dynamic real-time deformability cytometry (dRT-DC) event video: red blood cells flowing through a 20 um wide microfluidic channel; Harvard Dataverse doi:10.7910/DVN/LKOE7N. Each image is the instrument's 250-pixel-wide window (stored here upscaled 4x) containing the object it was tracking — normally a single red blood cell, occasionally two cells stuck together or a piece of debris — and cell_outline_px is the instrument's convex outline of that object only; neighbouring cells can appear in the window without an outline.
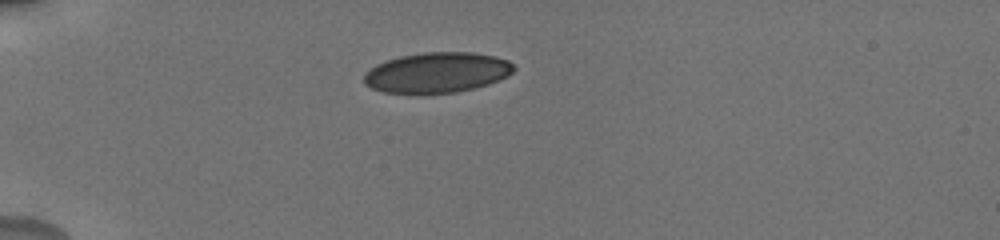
{"species": "human", "species_latin": "Homo sapiens", "temperature_condition": "cold", "stored_images_in_passage": 17, "camera_frame_rate_fps": 3000, "um_per_image_px": 0.085, "donor": {"sex": "male"}, "frame": {"image": 1, "passage_image": 1, "time_ms": 0.0, "image_size_px": [1000, 240], "cell_outline_px": [[516, 68], [508, 76], [488, 84], [456, 92], [384, 92], [372, 88], [364, 84], [364, 72], [376, 64], [400, 56], [424, 52], [472, 52], [496, 56], [508, 60]], "centroid_in_image_um": [37.16, 6.14], "position_along_channel_um": 47.8, "area_um2": 34.91}}
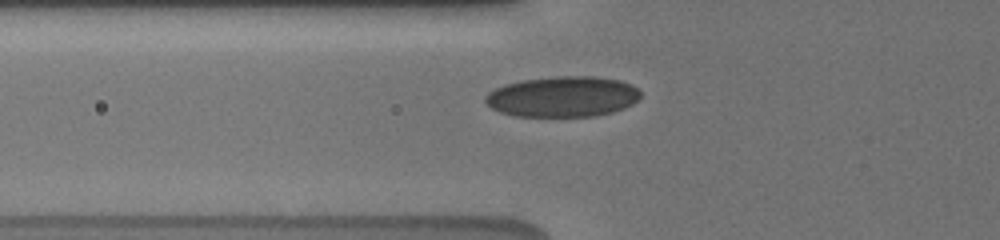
{"frame": {"image": 2, "passage_image": 7, "time_ms": 1.667, "image_size_px": [1000, 240], "cell_outline_px": [[640, 100], [624, 108], [612, 112], [592, 116], [516, 116], [500, 112], [492, 108], [484, 100], [484, 96], [488, 92], [504, 84], [520, 80], [556, 76], [596, 76], [620, 80], [632, 84], [640, 92]], "centroid_in_image_um": [47.83, 8.2], "position_along_channel_um": 78.0, "area_um2": 36.93}}
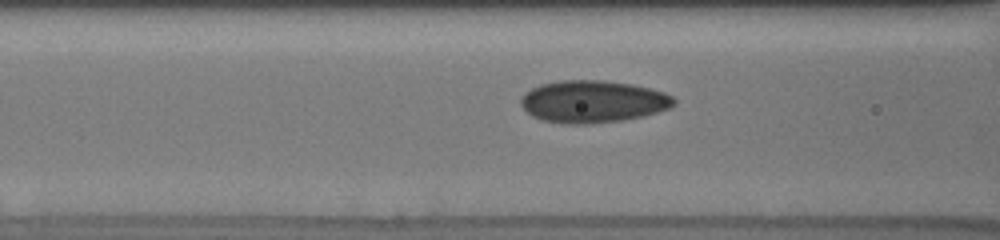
{"frame": {"image": 3, "passage_image": 11, "time_ms": 2.667, "image_size_px": [1000, 240], "cell_outline_px": [[676, 104], [668, 108], [644, 116], [624, 120], [584, 124], [568, 124], [544, 120], [532, 116], [520, 104], [520, 100], [532, 88], [540, 84], [560, 80], [604, 80], [632, 84], [664, 92], [672, 96], [676, 100]], "centroid_in_image_um": [50.42, 8.63], "position_along_channel_um": 116.2, "area_um2": 37.51}}